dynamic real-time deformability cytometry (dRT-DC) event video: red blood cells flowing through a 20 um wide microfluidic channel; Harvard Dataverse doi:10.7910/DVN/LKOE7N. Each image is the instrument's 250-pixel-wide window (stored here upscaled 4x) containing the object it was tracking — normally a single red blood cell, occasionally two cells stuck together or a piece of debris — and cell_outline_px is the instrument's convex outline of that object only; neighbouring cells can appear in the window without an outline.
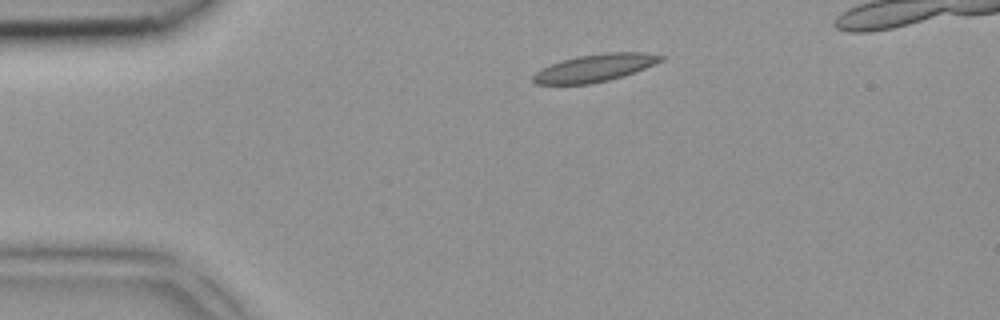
{"species": "common noctule bat (a hibernating species)", "species_latin": "Nyctalus noctula", "temperature_condition": "room temperature", "stored_images_in_passage": 3, "camera_frame_rate_fps": 3000, "um_per_image_px": 0.085, "animal": {"sex": "female", "body_mass_g": 18.4}, "frame": {"image": 1, "passage_image": 1, "time_ms": 0.0, "image_size_px": [1000, 320], "cell_outline_px": [[668, 56], [664, 60], [624, 76], [608, 80], [588, 84], [536, 84], [532, 80], [532, 76], [540, 68], [560, 60], [576, 56], [608, 52], [644, 52]], "centroid_in_image_um": [50.56, 5.76], "position_along_channel_um": 34.4, "area_um2": 20.63}}